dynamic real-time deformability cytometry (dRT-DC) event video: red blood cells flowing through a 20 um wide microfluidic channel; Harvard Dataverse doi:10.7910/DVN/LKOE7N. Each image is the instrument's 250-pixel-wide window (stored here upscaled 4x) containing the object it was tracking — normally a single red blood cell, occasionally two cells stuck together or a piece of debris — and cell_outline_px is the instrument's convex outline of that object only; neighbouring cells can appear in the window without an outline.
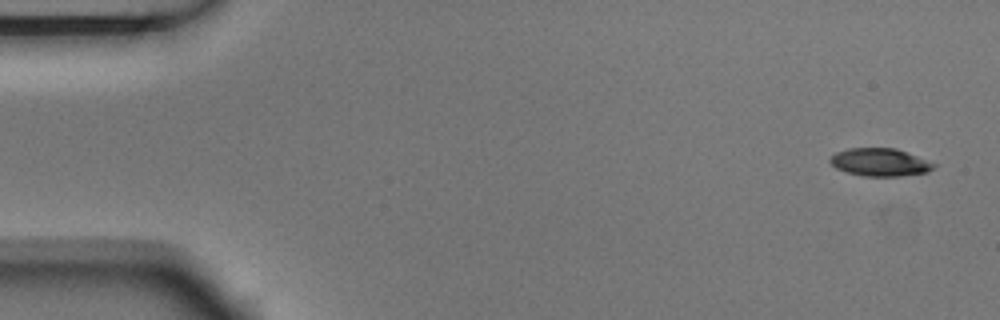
{"species": "Egyptian fruit bat (a non-hibernating species)", "species_latin": "Rousettus aegyptiacus", "temperature_condition": "room temperature", "stored_images_in_passage": 4, "camera_frame_rate_fps": 3000, "um_per_image_px": 0.085, "animal": {"sex": "male"}, "frame": {"image": 1, "passage_image": 1, "time_ms": 0.0, "image_size_px": [1000, 320], "cell_outline_px": [[936, 164], [928, 172], [900, 176], [864, 176], [848, 172], [836, 168], [828, 160], [836, 152], [848, 148], [896, 148]], "centroid_in_image_um": [74.77, 13.79], "position_along_channel_um": 10.2, "area_um2": 16.59}}
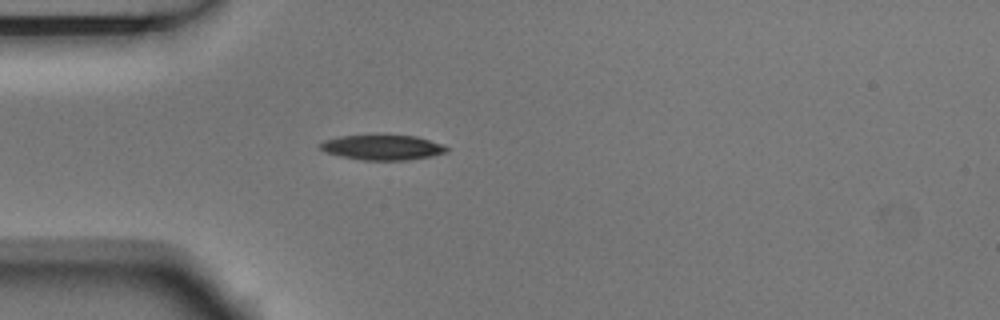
{"frame": {"image": 2, "passage_image": 4, "time_ms": 1.0, "image_size_px": [1000, 320], "cell_outline_px": [[448, 148], [444, 152], [432, 156], [408, 160], [364, 160], [340, 156], [324, 152], [320, 148], [320, 144], [324, 140], [340, 136], [416, 136], [444, 144]], "centroid_in_image_um": [32.51, 12.54], "position_along_channel_um": 52.5, "area_um2": 18.21}}